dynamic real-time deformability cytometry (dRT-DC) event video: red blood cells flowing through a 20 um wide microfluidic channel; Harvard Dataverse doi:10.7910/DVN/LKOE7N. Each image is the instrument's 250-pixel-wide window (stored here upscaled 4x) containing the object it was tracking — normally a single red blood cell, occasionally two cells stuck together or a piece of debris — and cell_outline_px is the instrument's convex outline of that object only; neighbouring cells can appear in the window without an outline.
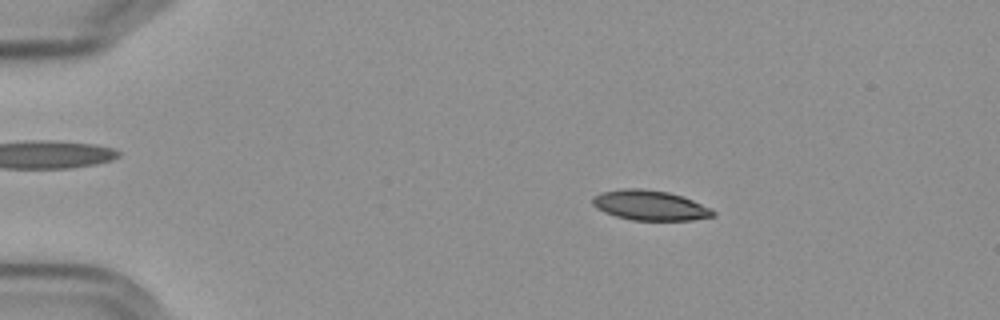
{"species": "Egyptian fruit bat (a non-hibernating species)", "species_latin": "Rousettus aegyptiacus", "temperature_condition": "cold", "stored_images_in_passage": 57, "camera_frame_rate_fps": 3000, "um_per_image_px": 0.085, "frame": {"image": 1, "passage_image": 10, "time_ms": 3.0, "image_size_px": [1000, 320], "cell_outline_px": [[716, 216], [692, 220], [632, 220], [616, 216], [604, 212], [596, 208], [592, 204], [592, 196], [600, 192], [624, 188], [640, 188], [668, 192], [692, 200], [712, 208], [716, 212]], "centroid_in_image_um": [55.24, 17.45], "position_along_channel_um": 29.8, "area_um2": 21.15}}
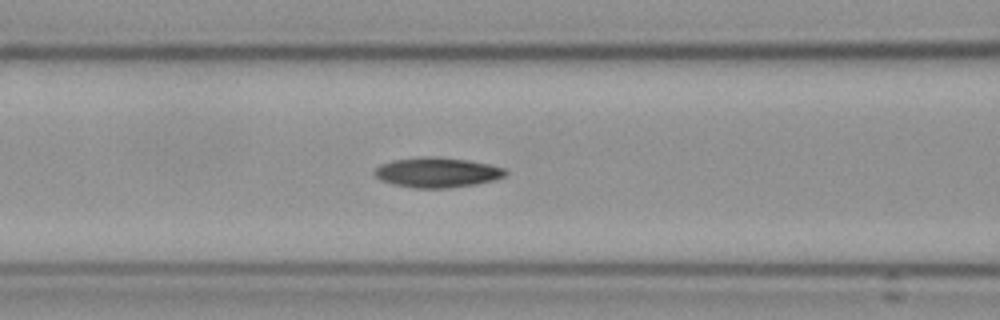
{"frame": {"image": 2, "passage_image": 24, "time_ms": 7.667, "image_size_px": [1000, 320], "cell_outline_px": [[508, 172], [504, 176], [496, 180], [476, 184], [448, 188], [412, 188], [392, 184], [376, 176], [372, 172], [380, 164], [392, 160], [424, 156], [436, 156], [468, 160], [488, 164], [504, 168]], "centroid_in_image_um": [37.16, 14.65], "position_along_channel_um": 129.4, "area_um2": 23.0}}
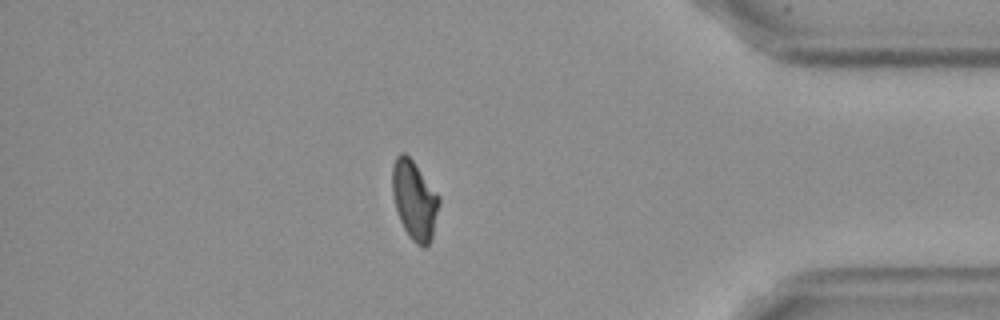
{"frame": {"image": 3, "passage_image": 49, "time_ms": 16.0, "image_size_px": [1000, 320], "cell_outline_px": [[440, 204], [432, 236], [428, 244], [424, 248], [416, 244], [408, 236], [400, 220], [396, 208], [392, 192], [392, 164], [396, 156], [400, 152], [404, 152], [412, 160], [440, 196]], "centroid_in_image_um": [35.22, 17.0], "position_along_channel_um": 400.0, "area_um2": 21.5}, "authors_computed_cell_mechanics": {"area_um2": 21.5594, "velocity_mm_per_s": 3.5955, "shape_relaxation_time_tau1_ms": 7.1196, "shape_relaxation_time_tau2_ms": 6.4532, "deformation_change_tau1": 0.1768, "deformation_change_tau2": 0.1064}}